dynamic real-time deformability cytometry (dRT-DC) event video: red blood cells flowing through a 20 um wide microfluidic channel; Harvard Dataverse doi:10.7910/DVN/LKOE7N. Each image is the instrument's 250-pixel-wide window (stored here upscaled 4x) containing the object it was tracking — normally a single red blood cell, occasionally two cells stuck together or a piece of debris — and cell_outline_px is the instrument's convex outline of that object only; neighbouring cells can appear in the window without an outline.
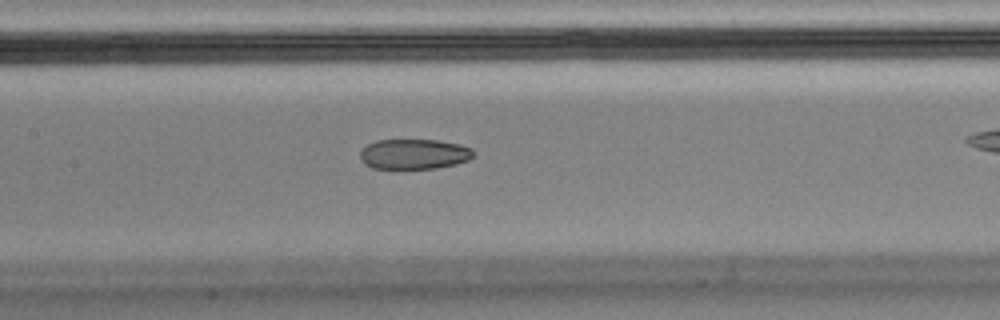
{"species": "Egyptian fruit bat (a non-hibernating species)", "species_latin": "Rousettus aegyptiacus", "temperature_condition": "cold", "stored_images_in_passage": 44, "camera_frame_rate_fps": 3000, "um_per_image_px": 0.085, "animal": {"sex": "male"}, "frame": {"image": 1, "passage_image": 26, "time_ms": 8.333, "image_size_px": [1000, 320], "cell_outline_px": [[476, 156], [468, 160], [456, 164], [436, 168], [372, 168], [364, 164], [360, 160], [360, 152], [368, 144], [376, 140], [436, 140], [460, 144], [472, 148], [476, 152]], "centroid_in_image_um": [35.23, 13.09], "position_along_channel_um": 172.2, "area_um2": 20.06}}
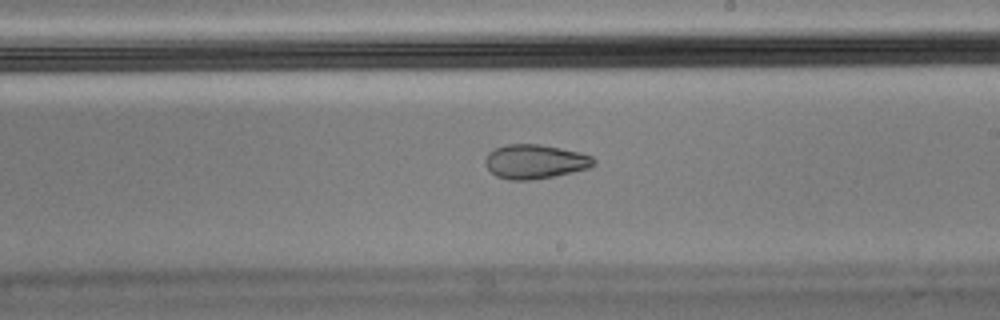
{"frame": {"image": 2, "passage_image": 32, "time_ms": 10.333, "image_size_px": [1000, 320], "cell_outline_px": [[596, 164], [588, 168], [572, 172], [532, 180], [508, 180], [496, 176], [484, 164], [484, 160], [488, 152], [496, 148], [508, 144], [540, 144], [580, 152], [592, 156], [596, 160]], "centroid_in_image_um": [45.47, 13.73], "position_along_channel_um": 243.5, "area_um2": 21.68}}